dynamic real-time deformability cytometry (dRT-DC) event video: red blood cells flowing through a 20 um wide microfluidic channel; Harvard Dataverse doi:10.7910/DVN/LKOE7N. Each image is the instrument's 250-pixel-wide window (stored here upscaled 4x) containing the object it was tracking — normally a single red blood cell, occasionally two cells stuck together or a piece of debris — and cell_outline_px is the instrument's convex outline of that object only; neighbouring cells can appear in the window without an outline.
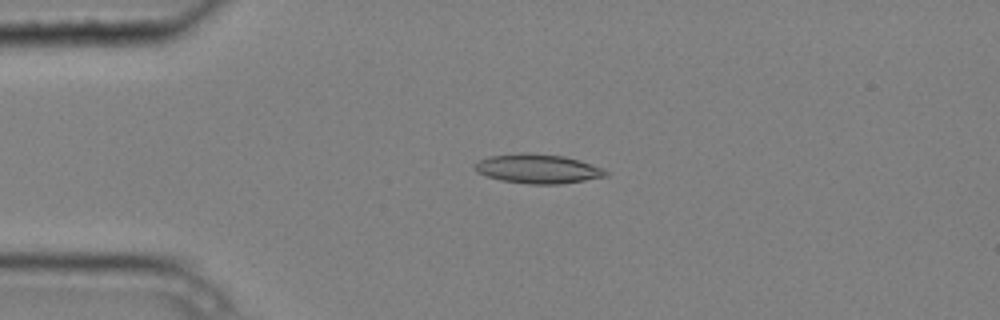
{"species": "common noctule bat (a hibernating species)", "species_latin": "Nyctalus noctula", "temperature_condition": "cold", "stored_images_in_passage": 4, "camera_frame_rate_fps": 3000, "um_per_image_px": 0.085, "animal": {"sex": "male", "body_mass_g": 20.4}, "frame": {"image": 1, "passage_image": 2, "time_ms": 0.333, "image_size_px": [1000, 320], "cell_outline_px": [[608, 176], [560, 184], [528, 184], [500, 180], [476, 172], [472, 168], [480, 160], [488, 156], [520, 152], [528, 152], [564, 156], [580, 160], [600, 168], [608, 172]], "centroid_in_image_um": [45.68, 14.34], "position_along_channel_um": 39.3, "area_um2": 22.37}}
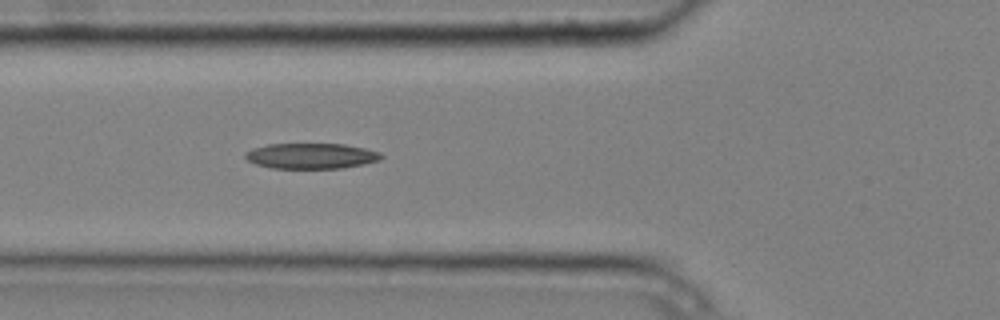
{"frame": {"image": 2, "passage_image": 4, "time_ms": 1.0, "image_size_px": [1000, 320], "cell_outline_px": [[384, 156], [380, 160], [364, 164], [344, 168], [272, 168], [256, 164], [248, 160], [244, 156], [244, 152], [252, 148], [268, 144], [344, 144], [364, 148], [380, 152]], "centroid_in_image_um": [26.45, 13.25], "position_along_channel_um": 99.3, "area_um2": 20.29}}